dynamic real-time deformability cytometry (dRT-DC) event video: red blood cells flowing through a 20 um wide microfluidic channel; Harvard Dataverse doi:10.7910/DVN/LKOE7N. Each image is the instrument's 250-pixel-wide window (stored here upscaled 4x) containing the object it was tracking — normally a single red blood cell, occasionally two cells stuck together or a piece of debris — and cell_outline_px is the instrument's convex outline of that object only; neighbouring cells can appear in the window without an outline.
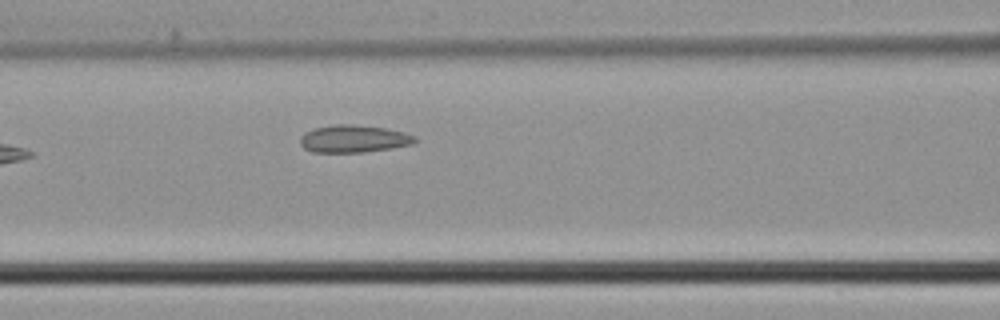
{"species": "common noctule bat (a hibernating species)", "species_latin": "Nyctalus noctula", "temperature_condition": "cold", "stored_images_in_passage": 6, "camera_frame_rate_fps": 3000, "um_per_image_px": 0.085, "animal": {"sex": "male", "body_mass_g": 21.5, "forearm_length_mm": 52.0}, "frame": {"image": 1, "passage_image": 6, "time_ms": 1.667, "image_size_px": [1000, 320], "cell_outline_px": [[420, 140], [412, 144], [364, 152], [312, 152], [304, 148], [300, 144], [300, 136], [304, 132], [316, 128], [336, 124], [352, 124], [388, 128], [404, 132], [416, 136]], "centroid_in_image_um": [30.08, 11.79], "position_along_channel_um": 136.5, "area_um2": 18.44}}